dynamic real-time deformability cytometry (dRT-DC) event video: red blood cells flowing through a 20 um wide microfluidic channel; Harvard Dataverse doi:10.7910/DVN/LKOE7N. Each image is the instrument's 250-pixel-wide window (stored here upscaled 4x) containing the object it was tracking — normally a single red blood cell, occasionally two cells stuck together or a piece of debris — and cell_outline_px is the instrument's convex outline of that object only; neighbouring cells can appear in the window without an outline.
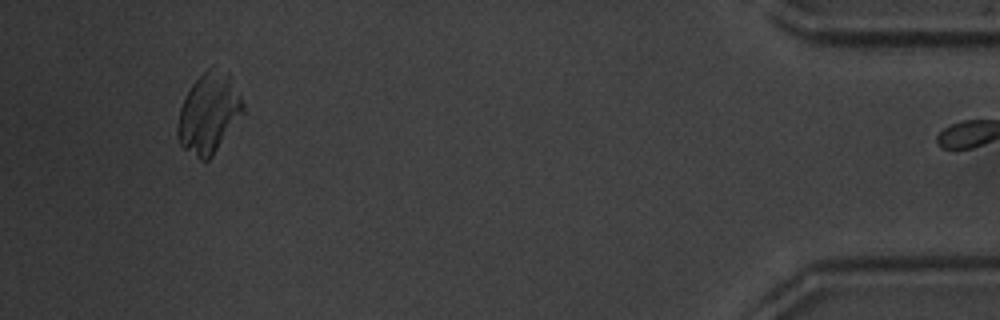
{"species": "common noctule bat (a hibernating species)", "species_latin": "Nyctalus noctula", "temperature_condition": "warm", "stored_images_in_passage": 47, "camera_frame_rate_fps": 3000, "um_per_image_px": 0.085, "animal": {"sex": "male", "body_mass_g": 20.1, "forearm_length_mm": 53.5}, "frame": {"image": 1, "passage_image": 46, "time_ms": 15.0, "image_size_px": [1000, 320], "cell_outline_px": [[244, 112], [212, 156], [208, 160], [200, 160], [184, 148], [180, 144], [176, 132], [176, 128], [180, 108], [184, 96], [192, 84], [212, 64], [216, 64], [228, 72], [244, 104]], "centroid_in_image_um": [17.74, 9.58], "position_along_channel_um": 417.5, "area_um2": 30.63}}